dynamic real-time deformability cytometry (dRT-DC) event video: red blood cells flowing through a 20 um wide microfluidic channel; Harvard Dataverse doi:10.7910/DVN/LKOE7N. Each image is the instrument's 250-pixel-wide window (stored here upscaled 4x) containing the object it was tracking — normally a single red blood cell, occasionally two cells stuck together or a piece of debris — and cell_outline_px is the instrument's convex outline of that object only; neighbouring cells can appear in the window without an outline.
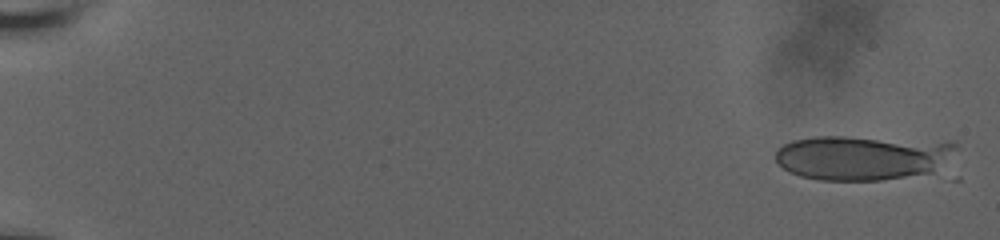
{"species": "human", "species_latin": "Homo sapiens", "temperature_condition": "room temperature", "stored_images_in_passage": 9, "camera_frame_rate_fps": 3000, "um_per_image_px": 0.085, "donor": {"sex": "male"}, "frame": {"image": 1, "passage_image": 1, "time_ms": 0.0, "image_size_px": [1000, 240], "cell_outline_px": [[956, 144], [932, 172], [880, 180], [820, 180], [800, 176], [788, 172], [776, 160], [776, 152], [784, 144], [792, 140], [812, 136], [844, 136], [956, 140]], "centroid_in_image_um": [73.25, 13.35], "position_along_channel_um": 11.8, "area_um2": 46.93}}